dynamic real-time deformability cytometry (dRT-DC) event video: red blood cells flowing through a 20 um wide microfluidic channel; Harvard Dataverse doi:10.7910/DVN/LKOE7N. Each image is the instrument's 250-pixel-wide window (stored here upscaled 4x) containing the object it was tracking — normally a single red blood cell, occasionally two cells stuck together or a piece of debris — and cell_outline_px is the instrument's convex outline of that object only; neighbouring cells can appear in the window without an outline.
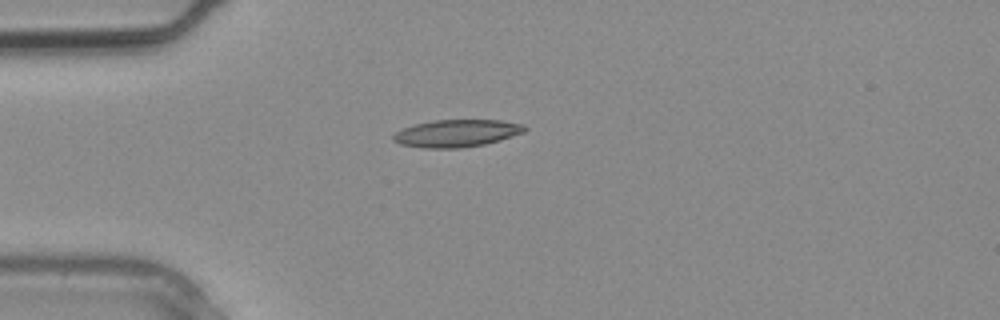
{"species": "common noctule bat (a hibernating species)", "species_latin": "Nyctalus noctula", "temperature_condition": "warm", "stored_images_in_passage": 2, "camera_frame_rate_fps": 3000, "um_per_image_px": 0.085, "animal": {"sex": "male", "body_mass_g": 20.4}, "frame": {"image": 1, "passage_image": 2, "time_ms": 0.333, "image_size_px": [1000, 320], "cell_outline_px": [[528, 128], [524, 132], [500, 140], [484, 144], [460, 148], [424, 148], [400, 144], [392, 140], [392, 136], [396, 132], [404, 128], [416, 124], [432, 120], [500, 120], [524, 124]], "centroid_in_image_um": [38.83, 11.32], "position_along_channel_um": 46.2, "area_um2": 20.92}}